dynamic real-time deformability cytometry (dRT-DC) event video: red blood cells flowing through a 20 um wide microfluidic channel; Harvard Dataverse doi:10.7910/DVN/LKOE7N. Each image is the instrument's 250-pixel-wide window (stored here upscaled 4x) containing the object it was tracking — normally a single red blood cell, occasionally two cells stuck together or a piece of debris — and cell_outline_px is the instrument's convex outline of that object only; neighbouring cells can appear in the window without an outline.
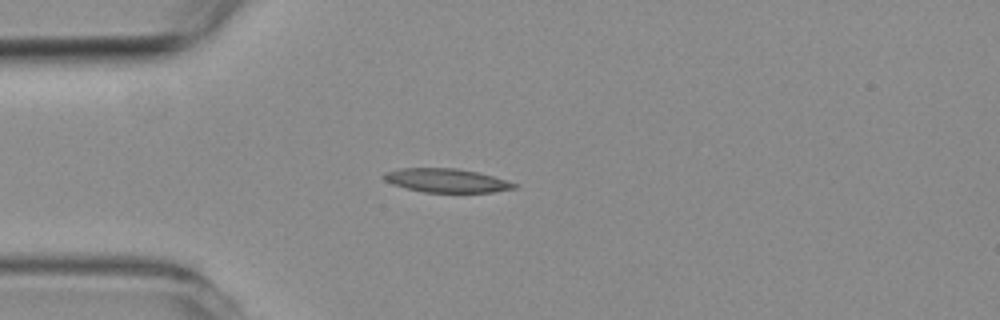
{"species": "common noctule bat (a hibernating species)", "species_latin": "Nyctalus noctula", "temperature_condition": "room temperature", "stored_images_in_passage": 4, "camera_frame_rate_fps": 3000, "um_per_image_px": 0.085, "animal": {"sex": "female", "body_mass_g": 19.3, "forearm_length_mm": 54.1}, "frame": {"image": 1, "passage_image": 4, "time_ms": 3.333, "image_size_px": [1000, 320], "cell_outline_px": [[520, 184], [516, 188], [492, 192], [424, 192], [392, 184], [384, 180], [380, 176], [384, 172], [400, 168], [456, 168], [476, 172], [492, 176]], "centroid_in_image_um": [37.93, 15.33], "position_along_channel_um": 47.1, "area_um2": 18.03}}